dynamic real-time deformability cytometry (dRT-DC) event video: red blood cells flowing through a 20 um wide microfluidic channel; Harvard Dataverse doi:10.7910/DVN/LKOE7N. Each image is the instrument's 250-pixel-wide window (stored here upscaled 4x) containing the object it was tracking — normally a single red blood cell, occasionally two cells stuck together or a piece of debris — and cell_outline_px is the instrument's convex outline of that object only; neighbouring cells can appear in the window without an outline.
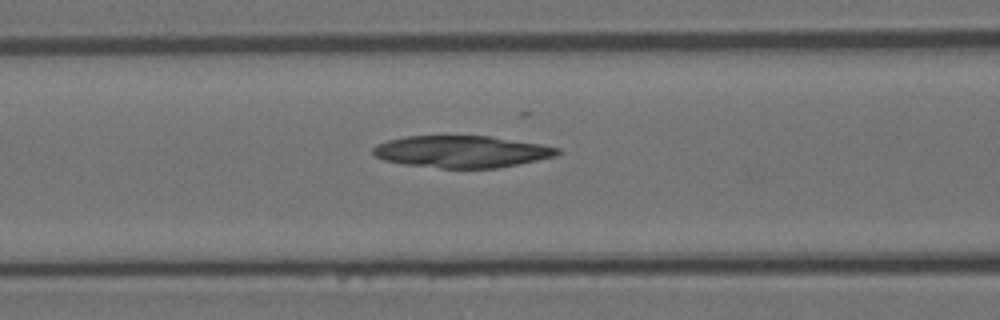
{"species": "Egyptian fruit bat (a non-hibernating species)", "species_latin": "Rousettus aegyptiacus", "temperature_condition": "room temperature", "stored_images_in_passage": 45, "camera_frame_rate_fps": 3000, "um_per_image_px": 0.085, "animal": {"sex": "female"}, "frame": {"image": 1, "passage_image": 12, "time_ms": 3.667, "image_size_px": [1000, 320], "cell_outline_px": [[564, 152], [556, 156], [496, 168], [440, 168], [404, 164], [384, 160], [376, 156], [372, 152], [372, 148], [376, 144], [388, 140], [404, 136], [488, 136], [540, 144], [560, 148]], "centroid_in_image_um": [39.23, 12.88], "position_along_channel_um": 127.4, "area_um2": 34.22}}
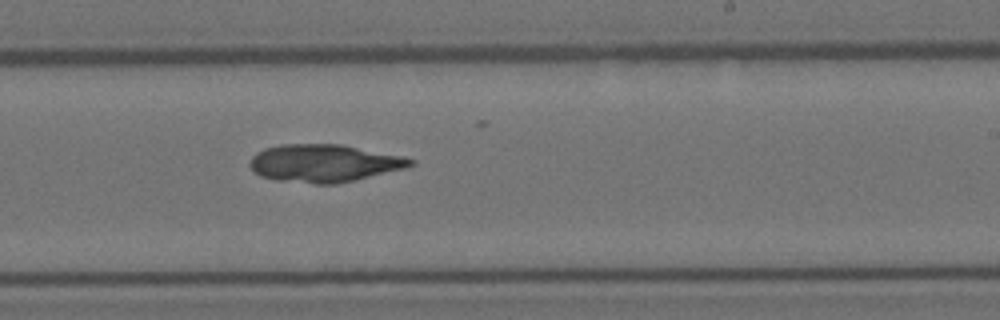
{"frame": {"image": 2, "passage_image": 23, "time_ms": 7.333, "image_size_px": [1000, 320], "cell_outline_px": [[416, 164], [404, 168], [336, 184], [316, 184], [276, 180], [260, 176], [248, 164], [252, 156], [256, 152], [264, 148], [280, 144], [340, 144], [404, 156], [416, 160]], "centroid_in_image_um": [27.53, 13.86], "position_along_channel_um": 261.5, "area_um2": 35.26}}
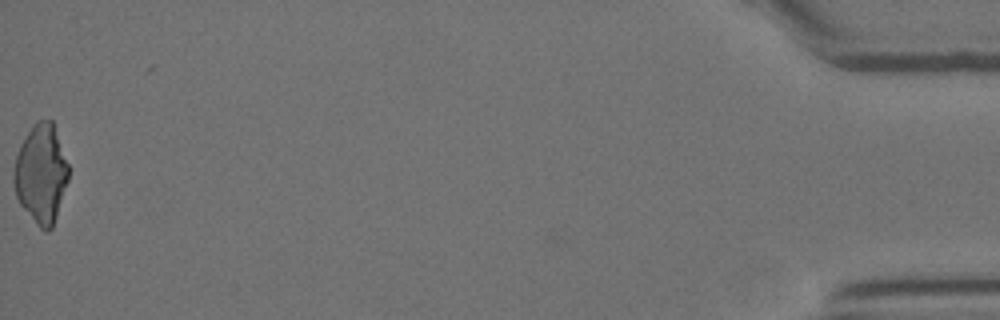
{"frame": {"image": 3, "passage_image": 45, "time_ms": 14.667, "image_size_px": [1000, 320], "cell_outline_px": [[68, 180], [52, 228], [48, 232], [44, 232], [36, 224], [20, 204], [16, 196], [12, 180], [12, 172], [16, 156], [20, 144], [32, 124], [36, 120], [52, 120], [68, 164]], "centroid_in_image_um": [3.46, 14.77], "position_along_channel_um": 431.7, "area_um2": 31.56}}